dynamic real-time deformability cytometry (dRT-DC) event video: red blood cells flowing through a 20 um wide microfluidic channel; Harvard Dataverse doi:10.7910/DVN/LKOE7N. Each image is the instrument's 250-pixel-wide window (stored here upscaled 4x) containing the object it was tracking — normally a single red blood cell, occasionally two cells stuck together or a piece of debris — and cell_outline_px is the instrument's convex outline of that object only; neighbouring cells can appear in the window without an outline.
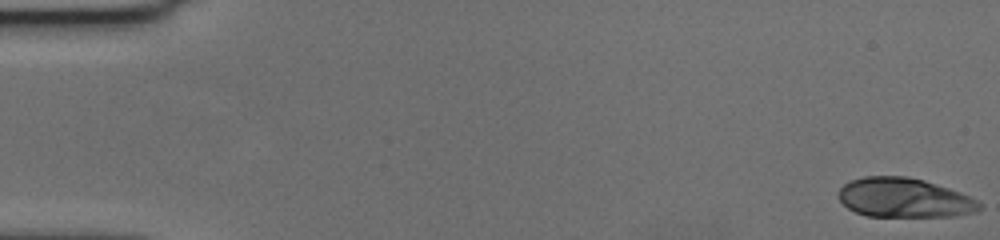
{"species": "human", "species_latin": "Homo sapiens", "temperature_condition": "cold", "stored_images_in_passage": 57, "camera_frame_rate_fps": 3000, "um_per_image_px": 0.085, "donor": {"sex": "female"}, "frame": {"image": 1, "passage_image": 1, "time_ms": 0.0, "image_size_px": [1000, 240], "cell_outline_px": [[980, 208], [976, 212], [956, 216], [868, 216], [856, 212], [848, 208], [840, 200], [840, 188], [844, 184], [852, 180], [864, 176], [908, 176], [924, 180], [960, 192], [976, 200], [980, 204]], "centroid_in_image_um": [76.86, 16.81], "position_along_channel_um": 8.1, "area_um2": 32.08}}
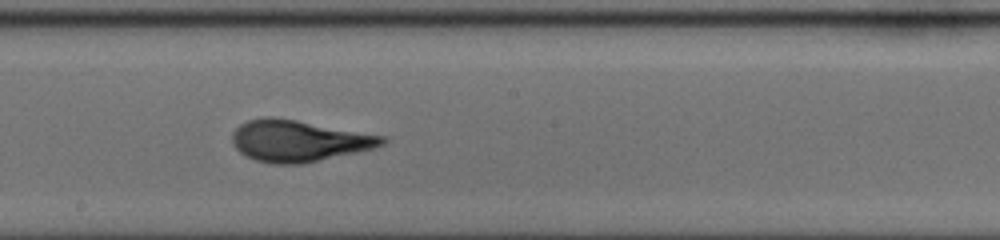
{"frame": {"image": 2, "passage_image": 32, "time_ms": 10.333, "image_size_px": [1000, 240], "cell_outline_px": [[388, 140], [384, 144], [376, 148], [304, 164], [272, 164], [256, 160], [244, 156], [232, 144], [232, 132], [240, 124], [248, 120], [264, 116], [272, 116], [296, 120], [388, 136]], "centroid_in_image_um": [25.41, 11.97], "position_along_channel_um": 222.8, "area_um2": 36.7}}
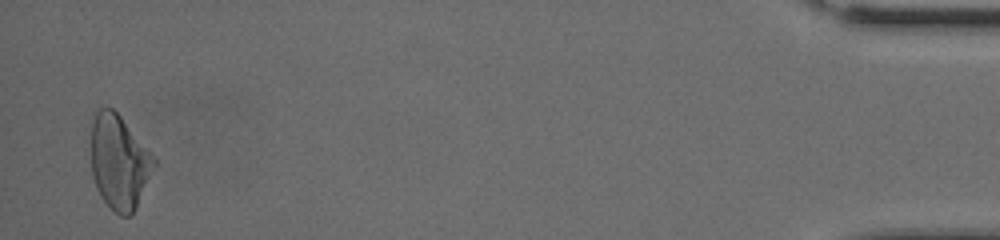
{"frame": {"image": 3, "passage_image": 56, "time_ms": 18.333, "image_size_px": [1000, 240], "cell_outline_px": [[156, 164], [136, 208], [132, 216], [120, 216], [100, 196], [96, 188], [92, 176], [92, 120], [96, 108], [104, 104], [108, 104], [120, 116], [156, 160]], "centroid_in_image_um": [10.1, 13.75], "position_along_channel_um": 425.1, "area_um2": 34.45}, "authors_computed_cell_mechanics": {"area_um2": 34.68, "velocity_mm_per_s": 3.6178, "shape_relaxation_time_tau1_ms": 4.4451, "shape_relaxation_time_tau2_ms": 0.7014, "deformation_change_tau1": 0.2035, "deformation_change_tau2": 0.0596}}